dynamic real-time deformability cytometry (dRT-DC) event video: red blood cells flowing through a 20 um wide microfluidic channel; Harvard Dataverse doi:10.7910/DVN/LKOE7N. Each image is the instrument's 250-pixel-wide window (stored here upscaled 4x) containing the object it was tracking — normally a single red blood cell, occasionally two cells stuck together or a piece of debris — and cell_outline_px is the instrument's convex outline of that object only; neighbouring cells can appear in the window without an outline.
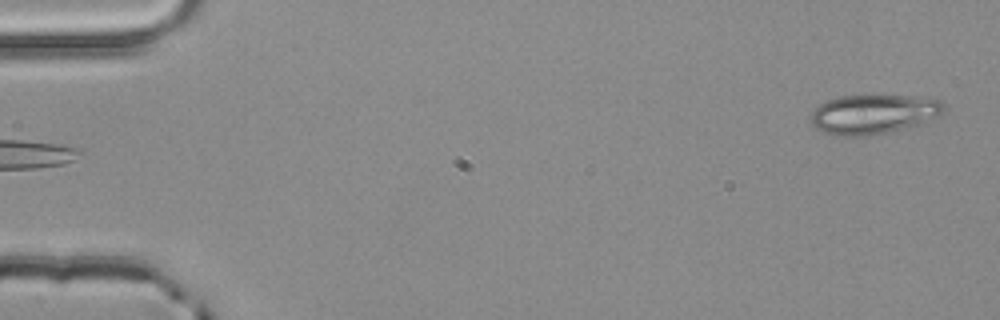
{"species": "common noctule bat (a hibernating species)", "species_latin": "Nyctalus noctula", "temperature_condition": "room temperature", "stored_images_in_passage": 4, "segment_of_instrument_passage": [2, 2], "camera_frame_rate_fps": 3000, "um_per_image_px": 0.085, "animal": {"sex": "male", "body_mass_g": 20.4}, "frame": {"image": 1, "passage_image": 4, "time_ms": 1.0, "image_size_px": [1000, 320], "cell_outline_px": [[944, 108], [936, 116], [924, 124], [888, 132], [864, 136], [836, 136], [820, 132], [812, 124], [812, 112], [820, 104], [828, 100], [840, 96], [908, 96], [940, 100], [944, 104]], "centroid_in_image_um": [74.22, 9.73], "position_along_channel_um": 10.8, "area_um2": 30.4}}